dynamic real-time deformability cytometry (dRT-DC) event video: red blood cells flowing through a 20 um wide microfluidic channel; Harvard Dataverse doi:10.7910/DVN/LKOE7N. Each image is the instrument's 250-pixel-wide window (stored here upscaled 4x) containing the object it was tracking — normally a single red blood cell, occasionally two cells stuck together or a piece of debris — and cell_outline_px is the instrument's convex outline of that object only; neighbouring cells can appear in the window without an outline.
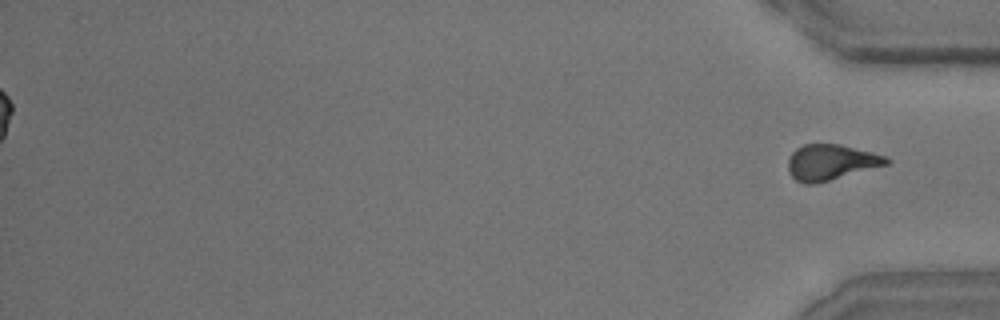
{"species": "common noctule bat (a hibernating species)", "species_latin": "Nyctalus noctula", "temperature_condition": "room temperature", "stored_images_in_passage": 51, "segment_of_instrument_passage": [2, 2], "camera_frame_rate_fps": 3000, "um_per_image_px": 0.085, "animal": {"sex": "male", "body_mass_g": 15.6}, "frame": {"image": 1, "passage_image": 51, "time_ms": 16.667, "image_size_px": [1000, 320], "cell_outline_px": [[892, 160], [888, 164], [816, 184], [804, 184], [796, 180], [788, 172], [788, 160], [792, 152], [796, 148], [804, 144], [840, 144], [872, 152], [884, 156]], "centroid_in_image_um": [70.6, 13.79], "position_along_channel_um": 364.6, "area_um2": 20.4}}